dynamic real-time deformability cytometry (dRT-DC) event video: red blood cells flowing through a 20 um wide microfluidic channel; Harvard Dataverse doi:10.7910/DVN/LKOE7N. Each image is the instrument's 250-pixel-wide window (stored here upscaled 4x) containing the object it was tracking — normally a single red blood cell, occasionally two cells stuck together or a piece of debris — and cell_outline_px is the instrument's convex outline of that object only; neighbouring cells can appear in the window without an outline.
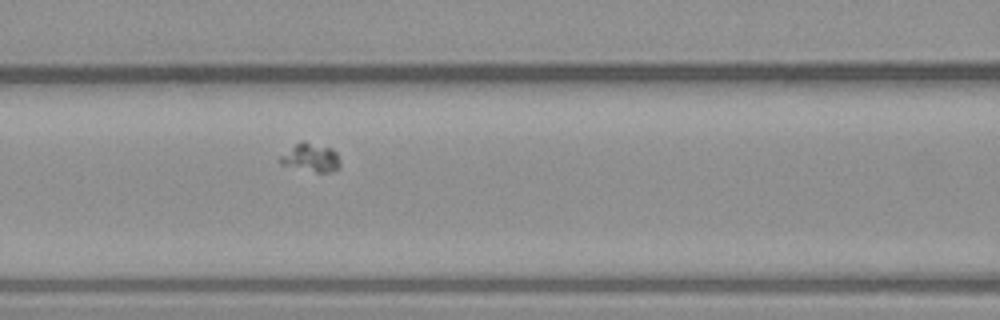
{"species": "common noctule bat (a hibernating species)", "species_latin": "Nyctalus noctula", "temperature_condition": "warm", "stored_images_in_passage": 38, "camera_frame_rate_fps": 3000, "um_per_image_px": 0.085, "animal": {"sex": "male", "body_mass_g": 23.1, "forearm_length_mm": 52.7}, "frame": {"image": 1, "passage_image": 6, "time_ms": 1.667, "image_size_px": [1000, 320], "cell_outline_px": [[340, 168], [332, 172], [316, 172], [280, 164], [280, 156], [300, 140], [304, 140], [332, 148], [336, 152], [340, 160]], "centroid_in_image_um": [26.45, 13.38], "position_along_channel_um": 140.1, "area_um2": 10.0}}
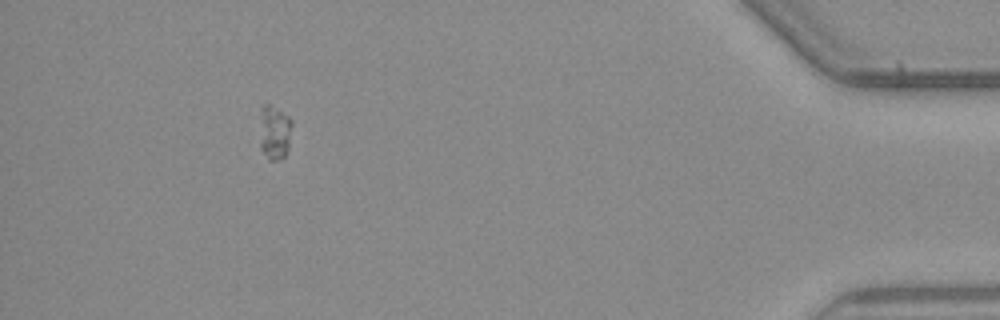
{"frame": {"image": 2, "passage_image": 33, "time_ms": 10.667, "image_size_px": [1000, 320], "cell_outline_px": [[292, 124], [288, 148], [284, 156], [280, 160], [268, 160], [260, 148], [260, 108], [264, 104], [268, 104], [288, 116], [292, 120]], "centroid_in_image_um": [23.31, 11.26], "position_along_channel_um": 411.9, "area_um2": 10.29}}